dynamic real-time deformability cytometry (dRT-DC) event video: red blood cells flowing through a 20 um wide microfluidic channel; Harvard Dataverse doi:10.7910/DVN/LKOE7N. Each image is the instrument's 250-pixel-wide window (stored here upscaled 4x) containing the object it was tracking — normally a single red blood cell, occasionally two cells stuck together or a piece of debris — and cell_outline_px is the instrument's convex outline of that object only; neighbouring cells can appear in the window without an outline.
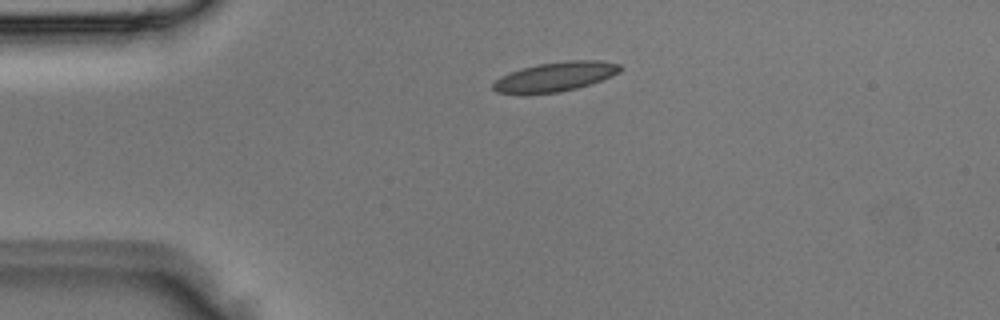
{"species": "Egyptian fruit bat (a non-hibernating species)", "species_latin": "Rousettus aegyptiacus", "temperature_condition": "room temperature", "stored_images_in_passage": 2, "camera_frame_rate_fps": 3000, "um_per_image_px": 0.085, "animal": {"sex": "male"}, "frame": {"image": 1, "passage_image": 1, "time_ms": 0.0, "image_size_px": [1000, 320], "cell_outline_px": [[624, 68], [620, 72], [612, 76], [576, 88], [560, 92], [496, 92], [492, 88], [492, 84], [500, 76], [524, 68], [540, 64], [568, 60], [600, 60], [620, 64]], "centroid_in_image_um": [47.28, 6.49], "position_along_channel_um": 37.7, "area_um2": 21.15}}
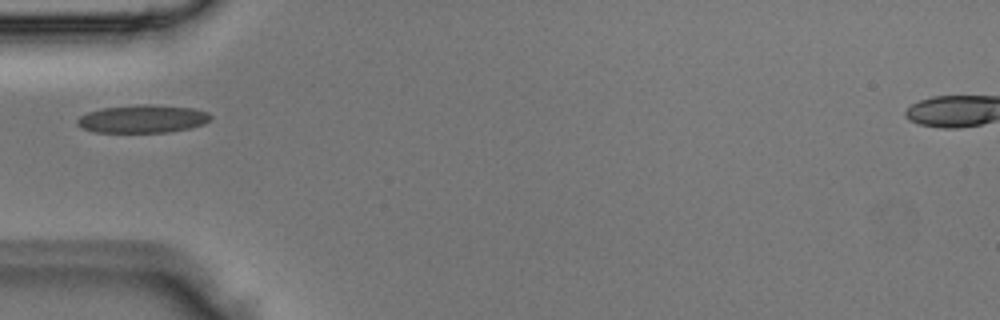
{"frame": {"image": 2, "passage_image": 2, "time_ms": 0.333, "image_size_px": [1000, 320], "cell_outline_px": [[212, 120], [204, 124], [188, 128], [168, 132], [92, 132], [76, 124], [76, 120], [80, 116], [88, 112], [104, 108], [140, 104], [148, 104], [192, 108], [208, 112], [212, 116]], "centroid_in_image_um": [12.14, 10.1], "position_along_channel_um": 72.9, "area_um2": 21.68}}